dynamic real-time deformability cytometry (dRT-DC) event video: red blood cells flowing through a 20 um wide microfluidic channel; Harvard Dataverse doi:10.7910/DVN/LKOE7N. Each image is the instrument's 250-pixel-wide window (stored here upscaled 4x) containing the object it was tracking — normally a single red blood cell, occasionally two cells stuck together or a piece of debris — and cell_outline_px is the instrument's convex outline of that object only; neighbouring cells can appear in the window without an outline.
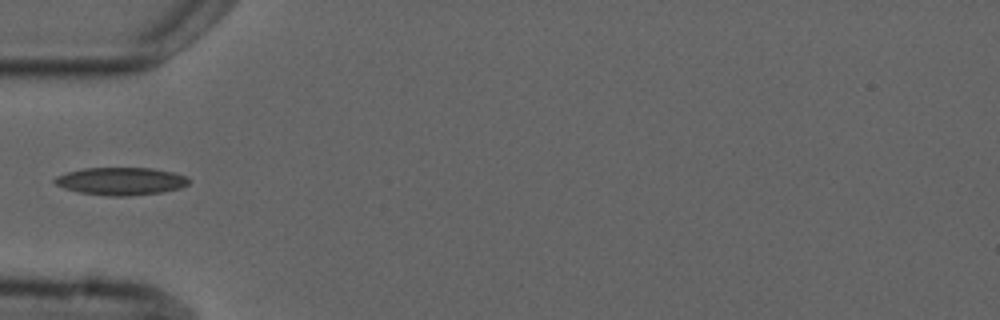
{"species": "common noctule bat (a hibernating species)", "species_latin": "Nyctalus noctula", "temperature_condition": "cold", "stored_images_in_passage": 5, "camera_frame_rate_fps": 3000, "um_per_image_px": 0.085, "animal": {"sex": "male", "forearm_length_mm": 52.5}, "frame": {"image": 1, "passage_image": 5, "time_ms": 5.667, "image_size_px": [1000, 320], "cell_outline_px": [[188, 184], [180, 188], [160, 192], [128, 196], [108, 196], [80, 192], [64, 188], [56, 184], [52, 180], [56, 176], [68, 172], [84, 168], [152, 168], [172, 172], [188, 176]], "centroid_in_image_um": [10.27, 15.4], "position_along_channel_um": 74.7, "area_um2": 21.5}}